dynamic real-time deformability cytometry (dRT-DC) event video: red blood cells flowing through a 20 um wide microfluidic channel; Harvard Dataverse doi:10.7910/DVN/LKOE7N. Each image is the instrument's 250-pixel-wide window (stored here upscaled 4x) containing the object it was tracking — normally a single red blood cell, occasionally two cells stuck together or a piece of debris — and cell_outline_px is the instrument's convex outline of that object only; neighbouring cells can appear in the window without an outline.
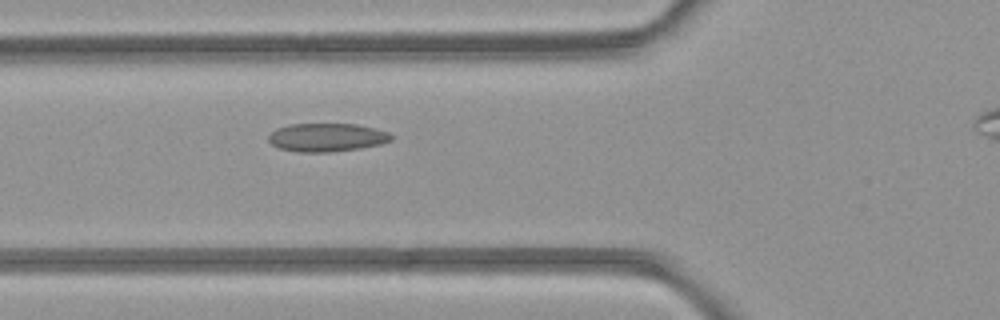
{"species": "common noctule bat (a hibernating species)", "species_latin": "Nyctalus noctula", "temperature_condition": "room temperature", "stored_images_in_passage": 4, "camera_frame_rate_fps": 3000, "um_per_image_px": 0.085, "animal": {"sex": "female", "body_mass_g": 21.9}, "frame": {"image": 1, "passage_image": 3, "time_ms": 2.0, "image_size_px": [1000, 320], "cell_outline_px": [[392, 140], [380, 144], [360, 148], [328, 152], [296, 152], [280, 148], [272, 144], [268, 140], [268, 136], [276, 128], [292, 124], [356, 124], [376, 128], [388, 132], [392, 136]], "centroid_in_image_um": [27.78, 11.68], "position_along_channel_um": 98.0, "area_um2": 20.23}}